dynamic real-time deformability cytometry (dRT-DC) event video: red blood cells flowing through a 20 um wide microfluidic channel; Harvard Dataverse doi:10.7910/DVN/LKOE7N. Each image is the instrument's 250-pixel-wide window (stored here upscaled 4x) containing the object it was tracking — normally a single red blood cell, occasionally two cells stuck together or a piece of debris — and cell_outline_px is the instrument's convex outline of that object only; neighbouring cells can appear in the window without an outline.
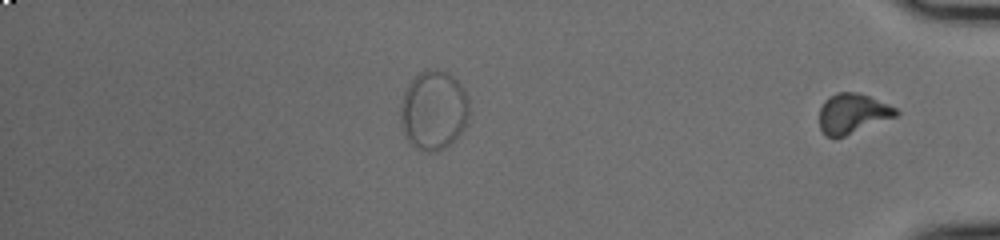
{"species": "common noctule bat (a hibernating species)", "species_latin": "Nyctalus noctula", "temperature_condition": "cold", "stored_images_in_passage": 47, "segment_of_instrument_passage": [2, 2], "camera_frame_rate_fps": 3000, "um_per_image_px": 0.085, "animal": {"sex": "male", "body_mass_g": 20.0, "forearm_length_mm": 53.3}, "frame": {"image": 1, "passage_image": 47, "time_ms": 15.333, "image_size_px": [1000, 240], "cell_outline_px": [[900, 112], [896, 116], [836, 140], [824, 136], [820, 128], [820, 108], [824, 100], [828, 96], [836, 92], [856, 92], [868, 96], [888, 104], [896, 108]], "centroid_in_image_um": [72.42, 9.67], "position_along_channel_um": 362.8, "area_um2": 18.09}}